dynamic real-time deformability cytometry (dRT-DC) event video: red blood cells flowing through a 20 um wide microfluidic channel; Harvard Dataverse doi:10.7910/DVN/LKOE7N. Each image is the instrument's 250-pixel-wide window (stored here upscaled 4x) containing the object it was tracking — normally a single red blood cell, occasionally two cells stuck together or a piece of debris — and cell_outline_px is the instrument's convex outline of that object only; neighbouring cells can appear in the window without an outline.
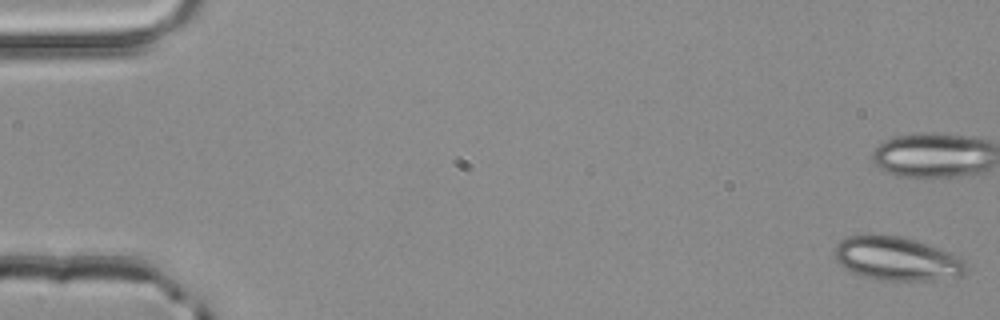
{"species": "common noctule bat (a hibernating species)", "species_latin": "Nyctalus noctula", "temperature_condition": "room temperature", "stored_images_in_passage": 52, "camera_frame_rate_fps": 3000, "um_per_image_px": 0.085, "animal": {"sex": "male", "body_mass_g": 20.4}, "frame": {"image": 1, "passage_image": 1, "time_ms": 0.0, "image_size_px": [1000, 320], "cell_outline_px": [[968, 268], [960, 276], [928, 280], [872, 280], [852, 272], [840, 264], [836, 260], [836, 244], [840, 240], [848, 236], [900, 236], [952, 252], [964, 260]], "centroid_in_image_um": [76.25, 22.01], "position_along_channel_um": 8.8, "area_um2": 33.06}, "authors_computed_cell_mechanics": {"area_um2": 20.9814, "velocity_mm_per_s": 4.0109, "shape_relaxation_time_tau1_ms": 9.3983, "shape_relaxation_time_tau2_ms": 2.1985, "deformation_change_tau1": 0.213, "deformation_change_tau2": 0.1022}}